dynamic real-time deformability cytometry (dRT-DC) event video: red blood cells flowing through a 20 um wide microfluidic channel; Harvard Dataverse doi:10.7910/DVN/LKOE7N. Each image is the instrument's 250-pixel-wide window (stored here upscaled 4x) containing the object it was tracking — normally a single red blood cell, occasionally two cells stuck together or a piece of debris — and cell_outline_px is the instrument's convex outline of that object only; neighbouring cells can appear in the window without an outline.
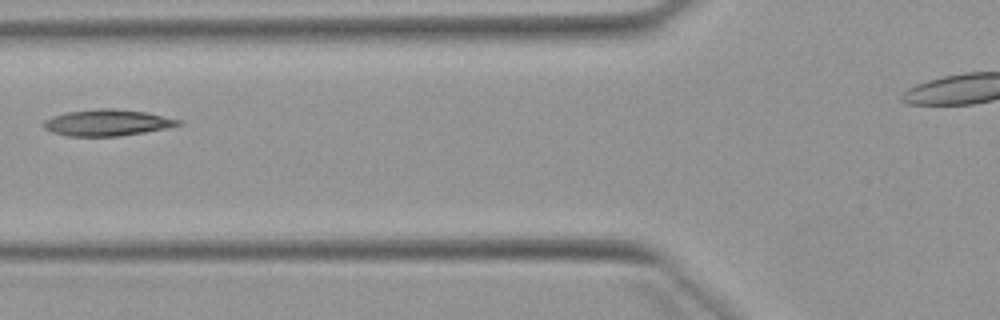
{"species": "Egyptian fruit bat (a non-hibernating species)", "species_latin": "Rousettus aegyptiacus", "temperature_condition": "warm", "stored_images_in_passage": 5, "camera_frame_rate_fps": 3000, "um_per_image_px": 0.085, "animal": {"sex": "female"}, "frame": {"image": 1, "passage_image": 5, "time_ms": 4.667, "image_size_px": [1000, 320], "cell_outline_px": [[184, 124], [144, 132], [120, 136], [68, 136], [52, 132], [44, 128], [44, 120], [52, 116], [68, 112], [96, 108], [112, 108], [144, 112], [180, 120]], "centroid_in_image_um": [9.08, 10.42], "position_along_channel_um": 116.7, "area_um2": 20.46}}